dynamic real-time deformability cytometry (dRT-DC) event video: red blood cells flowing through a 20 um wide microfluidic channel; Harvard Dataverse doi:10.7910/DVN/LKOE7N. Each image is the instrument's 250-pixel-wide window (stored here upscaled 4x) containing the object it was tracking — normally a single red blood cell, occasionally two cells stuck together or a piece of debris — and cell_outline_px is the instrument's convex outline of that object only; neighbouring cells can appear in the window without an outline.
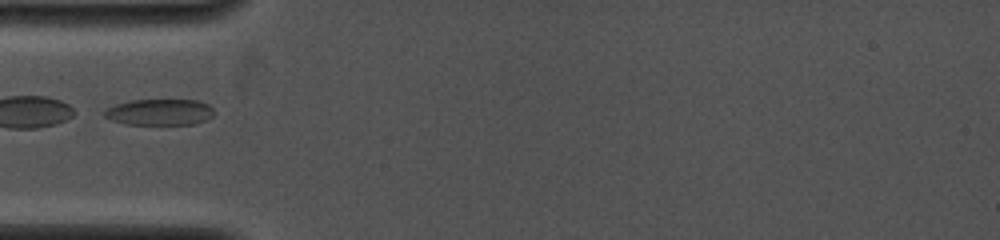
{"species": "common noctule bat (a hibernating species)", "species_latin": "Nyctalus noctula", "temperature_condition": "cold", "stored_images_in_passage": 9, "camera_frame_rate_fps": 4000, "um_per_image_px": 0.085, "animal": {"sex": "female", "body_mass_g": 19.0, "forearm_length_mm": 53.3}, "frame": {"image": 1, "passage_image": 1, "time_ms": 0.0, "image_size_px": [1000, 240], "cell_outline_px": [[212, 116], [196, 124], [124, 124], [112, 120], [104, 116], [100, 112], [116, 104], [128, 100], [196, 100], [208, 104], [212, 108]], "centroid_in_image_um": [13.51, 9.53], "position_along_channel_um": 71.5, "area_um2": 16.7}}